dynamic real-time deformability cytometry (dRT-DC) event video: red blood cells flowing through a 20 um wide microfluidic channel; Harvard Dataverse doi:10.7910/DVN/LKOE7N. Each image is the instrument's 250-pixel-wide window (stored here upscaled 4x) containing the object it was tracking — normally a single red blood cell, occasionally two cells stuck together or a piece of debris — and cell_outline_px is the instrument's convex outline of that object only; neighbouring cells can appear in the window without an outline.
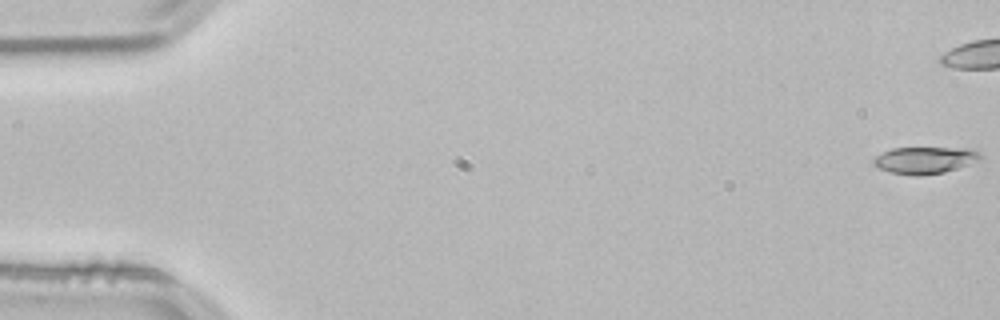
{"species": "common noctule bat (a hibernating species)", "species_latin": "Nyctalus noctula", "temperature_condition": "room temperature", "stored_images_in_passage": 44, "camera_frame_rate_fps": 3000, "um_per_image_px": 0.085, "animal": {"sex": "male", "body_mass_g": 21.5, "forearm_length_mm": 52.0}, "frame": {"image": 1, "passage_image": 1, "time_ms": 0.0, "image_size_px": [1000, 320], "cell_outline_px": [[980, 160], [944, 172], [916, 176], [912, 176], [892, 172], [876, 168], [872, 164], [872, 160], [876, 156], [892, 148], [972, 148], [980, 156]], "centroid_in_image_um": [78.56, 13.61], "position_along_channel_um": 6.4, "area_um2": 16.59}}